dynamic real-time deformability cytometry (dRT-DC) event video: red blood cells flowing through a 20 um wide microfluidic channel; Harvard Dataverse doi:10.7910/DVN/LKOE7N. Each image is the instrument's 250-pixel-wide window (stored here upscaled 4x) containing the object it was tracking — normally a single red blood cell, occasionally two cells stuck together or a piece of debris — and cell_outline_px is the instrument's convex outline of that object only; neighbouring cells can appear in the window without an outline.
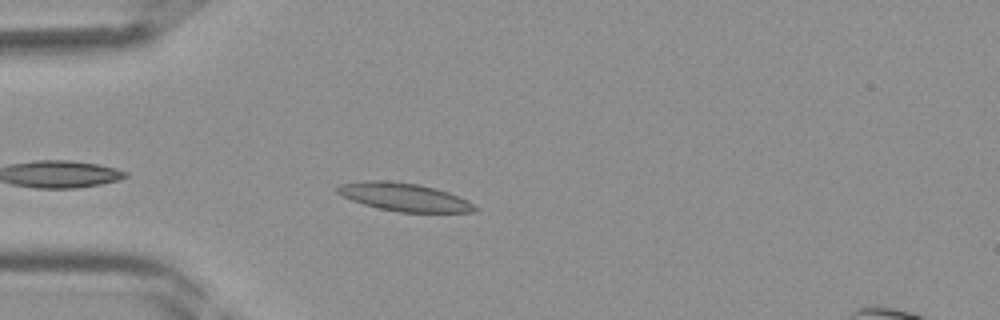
{"species": "Egyptian fruit bat (a non-hibernating species)", "species_latin": "Rousettus aegyptiacus", "temperature_condition": "room temperature", "stored_images_in_passage": 31, "camera_frame_rate_fps": 3000, "um_per_image_px": 0.085, "frame": {"image": 1, "passage_image": 3, "time_ms": 0.667, "image_size_px": [1000, 320], "cell_outline_px": [[480, 208], [476, 212], [400, 212], [380, 208], [364, 204], [340, 196], [336, 192], [336, 188], [340, 184], [364, 180], [388, 180], [420, 184], [436, 188], [448, 192], [468, 200]], "centroid_in_image_um": [34.37, 16.74], "position_along_channel_um": 50.6, "area_um2": 22.72}}
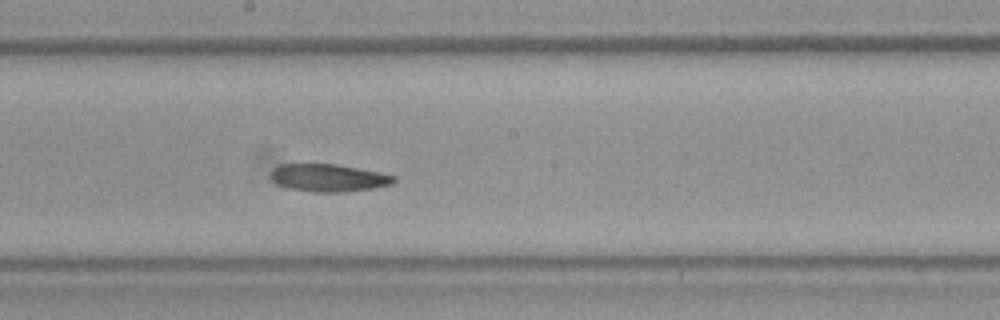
{"frame": {"image": 2, "passage_image": 14, "time_ms": 4.333, "image_size_px": [1000, 320], "cell_outline_px": [[396, 180], [392, 184], [372, 188], [344, 192], [312, 192], [288, 188], [276, 184], [268, 176], [272, 168], [280, 164], [336, 164], [396, 176]], "centroid_in_image_um": [27.85, 15.12], "position_along_channel_um": 220.4, "area_um2": 19.83}}
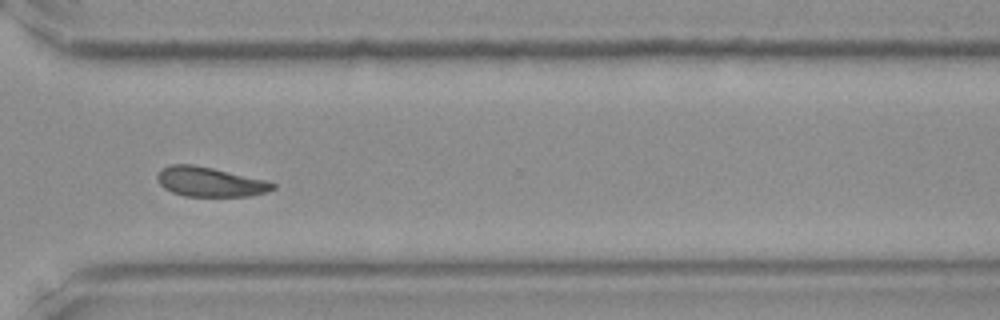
{"frame": {"image": 3, "passage_image": 22, "time_ms": 7.0, "image_size_px": [1000, 320], "cell_outline_px": [[276, 188], [268, 192], [248, 196], [184, 196], [172, 192], [164, 188], [160, 184], [156, 176], [160, 168], [172, 164], [192, 164], [212, 168], [268, 180], [276, 184]], "centroid_in_image_um": [17.86, 15.45], "position_along_channel_um": 352.7, "area_um2": 20.06}}